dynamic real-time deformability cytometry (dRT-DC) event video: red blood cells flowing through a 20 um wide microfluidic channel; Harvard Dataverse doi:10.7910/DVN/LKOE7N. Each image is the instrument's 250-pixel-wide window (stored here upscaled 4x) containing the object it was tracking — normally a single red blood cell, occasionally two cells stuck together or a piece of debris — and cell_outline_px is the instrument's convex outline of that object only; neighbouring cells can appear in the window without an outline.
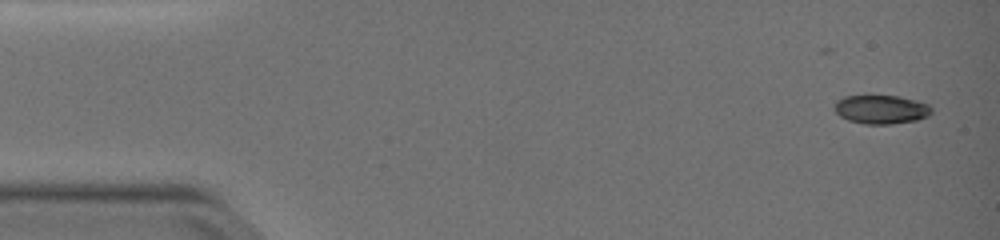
{"species": "common noctule bat (a hibernating species)", "species_latin": "Nyctalus noctula", "temperature_condition": "warm", "stored_images_in_passage": 34, "camera_frame_rate_fps": 3000, "um_per_image_px": 0.085, "animal": {"sex": "female", "body_mass_g": 19.0, "forearm_length_mm": 51.5}, "frame": {"image": 1, "passage_image": 1, "time_ms": 0.0, "image_size_px": [1000, 240], "cell_outline_px": [[932, 112], [928, 116], [916, 120], [892, 124], [864, 124], [848, 120], [840, 116], [836, 112], [836, 100], [844, 96], [868, 92], [900, 96], [916, 100], [928, 104], [932, 108]], "centroid_in_image_um": [74.88, 9.24], "position_along_channel_um": 10.1, "area_um2": 17.05}}
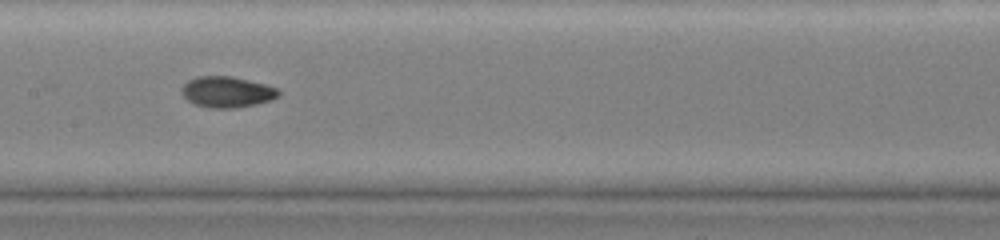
{"frame": {"image": 2, "passage_image": 14, "time_ms": 4.333, "image_size_px": [1000, 240], "cell_outline_px": [[280, 96], [272, 100], [256, 104], [236, 108], [208, 108], [196, 104], [188, 100], [180, 92], [180, 88], [188, 80], [196, 76], [232, 76], [264, 84], [276, 88], [280, 92]], "centroid_in_image_um": [19.28, 7.82], "position_along_channel_um": 188.1, "area_um2": 17.57}}
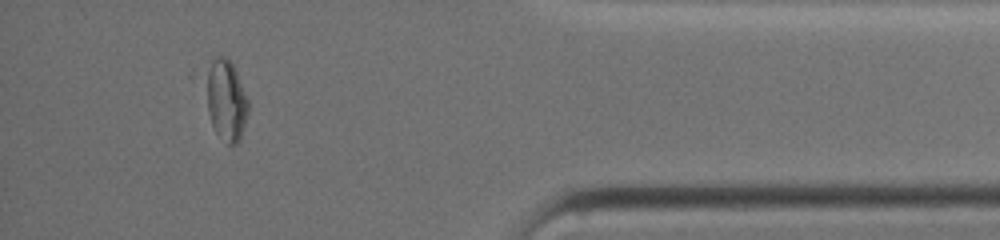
{"frame": {"image": 3, "passage_image": 30, "time_ms": 9.667, "image_size_px": [1000, 240], "cell_outline_px": [[248, 112], [240, 136], [236, 144], [228, 144], [216, 132], [212, 124], [208, 112], [200, 76], [212, 60], [216, 56], [224, 56], [232, 64], [236, 72], [248, 100]], "centroid_in_image_um": [19.11, 8.42], "position_along_channel_um": 416.1, "area_um2": 20.35}}